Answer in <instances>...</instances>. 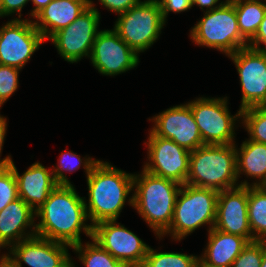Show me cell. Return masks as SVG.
<instances>
[{
    "label": "cell",
    "instance_id": "obj_1",
    "mask_svg": "<svg viewBox=\"0 0 266 267\" xmlns=\"http://www.w3.org/2000/svg\"><path fill=\"white\" fill-rule=\"evenodd\" d=\"M41 218L35 226L37 236L73 247L81 243L80 232L92 238L93 226L88 219L85 200L71 185H57L44 204L35 211Z\"/></svg>",
    "mask_w": 266,
    "mask_h": 267
},
{
    "label": "cell",
    "instance_id": "obj_2",
    "mask_svg": "<svg viewBox=\"0 0 266 267\" xmlns=\"http://www.w3.org/2000/svg\"><path fill=\"white\" fill-rule=\"evenodd\" d=\"M83 165L87 173L89 203L85 201V207L90 224L117 220L133 189L134 175L90 157Z\"/></svg>",
    "mask_w": 266,
    "mask_h": 267
},
{
    "label": "cell",
    "instance_id": "obj_3",
    "mask_svg": "<svg viewBox=\"0 0 266 267\" xmlns=\"http://www.w3.org/2000/svg\"><path fill=\"white\" fill-rule=\"evenodd\" d=\"M133 187H136V191L128 202L138 210L159 238L163 237L170 228L181 184L143 169L142 174L134 175Z\"/></svg>",
    "mask_w": 266,
    "mask_h": 267
},
{
    "label": "cell",
    "instance_id": "obj_4",
    "mask_svg": "<svg viewBox=\"0 0 266 267\" xmlns=\"http://www.w3.org/2000/svg\"><path fill=\"white\" fill-rule=\"evenodd\" d=\"M235 144H205L191 151L186 184L217 191L232 189L236 184Z\"/></svg>",
    "mask_w": 266,
    "mask_h": 267
},
{
    "label": "cell",
    "instance_id": "obj_5",
    "mask_svg": "<svg viewBox=\"0 0 266 267\" xmlns=\"http://www.w3.org/2000/svg\"><path fill=\"white\" fill-rule=\"evenodd\" d=\"M183 188V189H182ZM219 191L211 188H199L188 184L181 185L174 206L170 228L163 234L172 233L175 240L191 234L203 224L214 227L217 197Z\"/></svg>",
    "mask_w": 266,
    "mask_h": 267
},
{
    "label": "cell",
    "instance_id": "obj_6",
    "mask_svg": "<svg viewBox=\"0 0 266 267\" xmlns=\"http://www.w3.org/2000/svg\"><path fill=\"white\" fill-rule=\"evenodd\" d=\"M190 32L197 45L218 49L226 55L248 47V42L241 36L235 6L231 1L206 11Z\"/></svg>",
    "mask_w": 266,
    "mask_h": 267
},
{
    "label": "cell",
    "instance_id": "obj_7",
    "mask_svg": "<svg viewBox=\"0 0 266 267\" xmlns=\"http://www.w3.org/2000/svg\"><path fill=\"white\" fill-rule=\"evenodd\" d=\"M119 16L114 30L137 54L156 42L165 24L155 0L140 1Z\"/></svg>",
    "mask_w": 266,
    "mask_h": 267
},
{
    "label": "cell",
    "instance_id": "obj_8",
    "mask_svg": "<svg viewBox=\"0 0 266 267\" xmlns=\"http://www.w3.org/2000/svg\"><path fill=\"white\" fill-rule=\"evenodd\" d=\"M204 144H234V121L241 117V109L231 116L226 98H198L188 103Z\"/></svg>",
    "mask_w": 266,
    "mask_h": 267
},
{
    "label": "cell",
    "instance_id": "obj_9",
    "mask_svg": "<svg viewBox=\"0 0 266 267\" xmlns=\"http://www.w3.org/2000/svg\"><path fill=\"white\" fill-rule=\"evenodd\" d=\"M100 14L89 0V7L67 27L54 33L50 39L59 54L68 62L90 57L94 40L98 33Z\"/></svg>",
    "mask_w": 266,
    "mask_h": 267
},
{
    "label": "cell",
    "instance_id": "obj_10",
    "mask_svg": "<svg viewBox=\"0 0 266 267\" xmlns=\"http://www.w3.org/2000/svg\"><path fill=\"white\" fill-rule=\"evenodd\" d=\"M91 239L125 267H142L149 249L136 234L123 225H117L116 220L94 225Z\"/></svg>",
    "mask_w": 266,
    "mask_h": 267
},
{
    "label": "cell",
    "instance_id": "obj_11",
    "mask_svg": "<svg viewBox=\"0 0 266 267\" xmlns=\"http://www.w3.org/2000/svg\"><path fill=\"white\" fill-rule=\"evenodd\" d=\"M44 43L32 21L14 19L0 28V65L21 69Z\"/></svg>",
    "mask_w": 266,
    "mask_h": 267
},
{
    "label": "cell",
    "instance_id": "obj_12",
    "mask_svg": "<svg viewBox=\"0 0 266 267\" xmlns=\"http://www.w3.org/2000/svg\"><path fill=\"white\" fill-rule=\"evenodd\" d=\"M229 56L234 61L240 77V109L266 106V50L245 47Z\"/></svg>",
    "mask_w": 266,
    "mask_h": 267
},
{
    "label": "cell",
    "instance_id": "obj_13",
    "mask_svg": "<svg viewBox=\"0 0 266 267\" xmlns=\"http://www.w3.org/2000/svg\"><path fill=\"white\" fill-rule=\"evenodd\" d=\"M147 148L151 163L144 166L146 172L186 184L191 151L171 139L155 136L151 131Z\"/></svg>",
    "mask_w": 266,
    "mask_h": 267
},
{
    "label": "cell",
    "instance_id": "obj_14",
    "mask_svg": "<svg viewBox=\"0 0 266 267\" xmlns=\"http://www.w3.org/2000/svg\"><path fill=\"white\" fill-rule=\"evenodd\" d=\"M69 245L55 242L37 235L26 238L16 245H11L10 255H2V259L11 267H22L24 262L30 267H70L67 247Z\"/></svg>",
    "mask_w": 266,
    "mask_h": 267
},
{
    "label": "cell",
    "instance_id": "obj_15",
    "mask_svg": "<svg viewBox=\"0 0 266 267\" xmlns=\"http://www.w3.org/2000/svg\"><path fill=\"white\" fill-rule=\"evenodd\" d=\"M90 59L103 75L114 76L138 65V54L113 30L100 31L94 40Z\"/></svg>",
    "mask_w": 266,
    "mask_h": 267
},
{
    "label": "cell",
    "instance_id": "obj_16",
    "mask_svg": "<svg viewBox=\"0 0 266 267\" xmlns=\"http://www.w3.org/2000/svg\"><path fill=\"white\" fill-rule=\"evenodd\" d=\"M153 120L151 132L155 136L171 139L189 151L205 145L189 104L169 108Z\"/></svg>",
    "mask_w": 266,
    "mask_h": 267
},
{
    "label": "cell",
    "instance_id": "obj_17",
    "mask_svg": "<svg viewBox=\"0 0 266 267\" xmlns=\"http://www.w3.org/2000/svg\"><path fill=\"white\" fill-rule=\"evenodd\" d=\"M214 228L253 241L248 221V186L219 191Z\"/></svg>",
    "mask_w": 266,
    "mask_h": 267
},
{
    "label": "cell",
    "instance_id": "obj_18",
    "mask_svg": "<svg viewBox=\"0 0 266 267\" xmlns=\"http://www.w3.org/2000/svg\"><path fill=\"white\" fill-rule=\"evenodd\" d=\"M16 177L18 197L34 211L38 210L47 200L50 193L58 185L52 171L36 162L23 174L19 175L13 161L9 165Z\"/></svg>",
    "mask_w": 266,
    "mask_h": 267
},
{
    "label": "cell",
    "instance_id": "obj_19",
    "mask_svg": "<svg viewBox=\"0 0 266 267\" xmlns=\"http://www.w3.org/2000/svg\"><path fill=\"white\" fill-rule=\"evenodd\" d=\"M88 7L89 0H52L34 17L40 23H33L46 40L74 22Z\"/></svg>",
    "mask_w": 266,
    "mask_h": 267
},
{
    "label": "cell",
    "instance_id": "obj_20",
    "mask_svg": "<svg viewBox=\"0 0 266 267\" xmlns=\"http://www.w3.org/2000/svg\"><path fill=\"white\" fill-rule=\"evenodd\" d=\"M35 211L21 198L8 204L0 211V248L10 246L36 235L34 224ZM33 225V226H32ZM33 227L29 235L24 229ZM16 240V241H15Z\"/></svg>",
    "mask_w": 266,
    "mask_h": 267
},
{
    "label": "cell",
    "instance_id": "obj_21",
    "mask_svg": "<svg viewBox=\"0 0 266 267\" xmlns=\"http://www.w3.org/2000/svg\"><path fill=\"white\" fill-rule=\"evenodd\" d=\"M208 245L200 257L205 263L219 267H231L249 241L242 236L228 234L214 227L210 230Z\"/></svg>",
    "mask_w": 266,
    "mask_h": 267
},
{
    "label": "cell",
    "instance_id": "obj_22",
    "mask_svg": "<svg viewBox=\"0 0 266 267\" xmlns=\"http://www.w3.org/2000/svg\"><path fill=\"white\" fill-rule=\"evenodd\" d=\"M239 151L236 149L237 177L243 171L247 176L260 178L253 186H263L266 182V144L249 139L241 144Z\"/></svg>",
    "mask_w": 266,
    "mask_h": 267
},
{
    "label": "cell",
    "instance_id": "obj_23",
    "mask_svg": "<svg viewBox=\"0 0 266 267\" xmlns=\"http://www.w3.org/2000/svg\"><path fill=\"white\" fill-rule=\"evenodd\" d=\"M239 185L248 186V221L253 241H266V189L263 186L251 187L247 181Z\"/></svg>",
    "mask_w": 266,
    "mask_h": 267
},
{
    "label": "cell",
    "instance_id": "obj_24",
    "mask_svg": "<svg viewBox=\"0 0 266 267\" xmlns=\"http://www.w3.org/2000/svg\"><path fill=\"white\" fill-rule=\"evenodd\" d=\"M236 10L241 36L249 42L256 34L266 13V4L259 0L231 1Z\"/></svg>",
    "mask_w": 266,
    "mask_h": 267
},
{
    "label": "cell",
    "instance_id": "obj_25",
    "mask_svg": "<svg viewBox=\"0 0 266 267\" xmlns=\"http://www.w3.org/2000/svg\"><path fill=\"white\" fill-rule=\"evenodd\" d=\"M83 247L82 243H79L71 248L79 253V259L85 267H125L94 240Z\"/></svg>",
    "mask_w": 266,
    "mask_h": 267
},
{
    "label": "cell",
    "instance_id": "obj_26",
    "mask_svg": "<svg viewBox=\"0 0 266 267\" xmlns=\"http://www.w3.org/2000/svg\"><path fill=\"white\" fill-rule=\"evenodd\" d=\"M198 259L183 253L156 252L149 247L142 267H196Z\"/></svg>",
    "mask_w": 266,
    "mask_h": 267
},
{
    "label": "cell",
    "instance_id": "obj_27",
    "mask_svg": "<svg viewBox=\"0 0 266 267\" xmlns=\"http://www.w3.org/2000/svg\"><path fill=\"white\" fill-rule=\"evenodd\" d=\"M250 140L266 144V106H254L241 110V118Z\"/></svg>",
    "mask_w": 266,
    "mask_h": 267
},
{
    "label": "cell",
    "instance_id": "obj_28",
    "mask_svg": "<svg viewBox=\"0 0 266 267\" xmlns=\"http://www.w3.org/2000/svg\"><path fill=\"white\" fill-rule=\"evenodd\" d=\"M266 241L254 240L249 242L231 267H261Z\"/></svg>",
    "mask_w": 266,
    "mask_h": 267
},
{
    "label": "cell",
    "instance_id": "obj_29",
    "mask_svg": "<svg viewBox=\"0 0 266 267\" xmlns=\"http://www.w3.org/2000/svg\"><path fill=\"white\" fill-rule=\"evenodd\" d=\"M18 198L17 181L12 168L0 167V211Z\"/></svg>",
    "mask_w": 266,
    "mask_h": 267
},
{
    "label": "cell",
    "instance_id": "obj_30",
    "mask_svg": "<svg viewBox=\"0 0 266 267\" xmlns=\"http://www.w3.org/2000/svg\"><path fill=\"white\" fill-rule=\"evenodd\" d=\"M20 69L0 65V107L18 88Z\"/></svg>",
    "mask_w": 266,
    "mask_h": 267
},
{
    "label": "cell",
    "instance_id": "obj_31",
    "mask_svg": "<svg viewBox=\"0 0 266 267\" xmlns=\"http://www.w3.org/2000/svg\"><path fill=\"white\" fill-rule=\"evenodd\" d=\"M59 161V166L57 165L58 168L52 171L53 177L58 185H71L67 176L64 175L63 170L71 172L79 169L81 163H83L82 159L77 154L68 151L61 154Z\"/></svg>",
    "mask_w": 266,
    "mask_h": 267
},
{
    "label": "cell",
    "instance_id": "obj_32",
    "mask_svg": "<svg viewBox=\"0 0 266 267\" xmlns=\"http://www.w3.org/2000/svg\"><path fill=\"white\" fill-rule=\"evenodd\" d=\"M158 3V6L161 9L163 20H166V17L169 11L179 13L190 9L192 5V0H155Z\"/></svg>",
    "mask_w": 266,
    "mask_h": 267
},
{
    "label": "cell",
    "instance_id": "obj_33",
    "mask_svg": "<svg viewBox=\"0 0 266 267\" xmlns=\"http://www.w3.org/2000/svg\"><path fill=\"white\" fill-rule=\"evenodd\" d=\"M100 2L112 12L122 14L128 11L131 7L136 6L140 0H100Z\"/></svg>",
    "mask_w": 266,
    "mask_h": 267
},
{
    "label": "cell",
    "instance_id": "obj_34",
    "mask_svg": "<svg viewBox=\"0 0 266 267\" xmlns=\"http://www.w3.org/2000/svg\"><path fill=\"white\" fill-rule=\"evenodd\" d=\"M28 1L29 0H1L0 17L10 15L14 12H21V9Z\"/></svg>",
    "mask_w": 266,
    "mask_h": 267
},
{
    "label": "cell",
    "instance_id": "obj_35",
    "mask_svg": "<svg viewBox=\"0 0 266 267\" xmlns=\"http://www.w3.org/2000/svg\"><path fill=\"white\" fill-rule=\"evenodd\" d=\"M261 43L266 46V13L258 27L255 36L248 43V47L256 50H266V48H261L259 46Z\"/></svg>",
    "mask_w": 266,
    "mask_h": 267
},
{
    "label": "cell",
    "instance_id": "obj_36",
    "mask_svg": "<svg viewBox=\"0 0 266 267\" xmlns=\"http://www.w3.org/2000/svg\"><path fill=\"white\" fill-rule=\"evenodd\" d=\"M6 126H7L6 119L0 116V154H1L2 146H3L4 138L6 135V129H7ZM11 162H12L11 157L7 156L3 160L0 161V167L9 166Z\"/></svg>",
    "mask_w": 266,
    "mask_h": 267
},
{
    "label": "cell",
    "instance_id": "obj_37",
    "mask_svg": "<svg viewBox=\"0 0 266 267\" xmlns=\"http://www.w3.org/2000/svg\"><path fill=\"white\" fill-rule=\"evenodd\" d=\"M219 0H192V5L197 4L198 6L203 9L204 7H207V11L213 10L215 8H218L223 2H221L218 6L214 7L215 4H217Z\"/></svg>",
    "mask_w": 266,
    "mask_h": 267
},
{
    "label": "cell",
    "instance_id": "obj_38",
    "mask_svg": "<svg viewBox=\"0 0 266 267\" xmlns=\"http://www.w3.org/2000/svg\"><path fill=\"white\" fill-rule=\"evenodd\" d=\"M31 1V0H30ZM52 0H32L35 8L31 12V16L35 17L39 12H41Z\"/></svg>",
    "mask_w": 266,
    "mask_h": 267
},
{
    "label": "cell",
    "instance_id": "obj_39",
    "mask_svg": "<svg viewBox=\"0 0 266 267\" xmlns=\"http://www.w3.org/2000/svg\"><path fill=\"white\" fill-rule=\"evenodd\" d=\"M196 267H219V266L209 265L205 263L201 258H199Z\"/></svg>",
    "mask_w": 266,
    "mask_h": 267
},
{
    "label": "cell",
    "instance_id": "obj_40",
    "mask_svg": "<svg viewBox=\"0 0 266 267\" xmlns=\"http://www.w3.org/2000/svg\"><path fill=\"white\" fill-rule=\"evenodd\" d=\"M261 267H266V248L264 249V252H263Z\"/></svg>",
    "mask_w": 266,
    "mask_h": 267
},
{
    "label": "cell",
    "instance_id": "obj_41",
    "mask_svg": "<svg viewBox=\"0 0 266 267\" xmlns=\"http://www.w3.org/2000/svg\"><path fill=\"white\" fill-rule=\"evenodd\" d=\"M0 267H11L6 261H4L1 257L0 260Z\"/></svg>",
    "mask_w": 266,
    "mask_h": 267
}]
</instances>
